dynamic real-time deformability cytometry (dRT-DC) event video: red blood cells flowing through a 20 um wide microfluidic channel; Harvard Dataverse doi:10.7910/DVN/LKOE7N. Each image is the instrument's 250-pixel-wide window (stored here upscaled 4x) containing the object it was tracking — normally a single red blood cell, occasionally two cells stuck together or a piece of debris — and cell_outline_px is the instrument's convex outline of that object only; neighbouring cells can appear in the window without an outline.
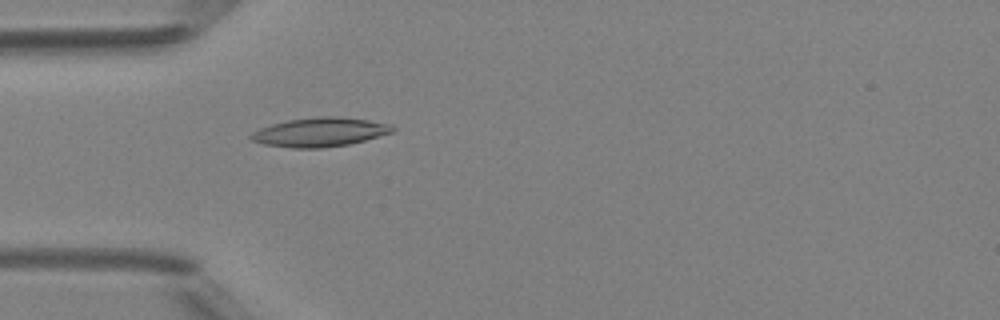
{"species": "Egyptian fruit bat (a non-hibernating species)", "species_latin": "Rousettus aegyptiacus", "temperature_condition": "room temperature", "stored_images_in_passage": 40, "camera_frame_rate_fps": 3000, "um_per_image_px": 0.085, "animal": {"sex": "female"}, "frame": {"image": 1, "passage_image": 6, "time_ms": 1.667, "image_size_px": [1000, 320], "cell_outline_px": [[396, 132], [348, 144], [320, 148], [292, 148], [264, 144], [252, 140], [248, 136], [252, 132], [260, 128], [272, 124], [288, 120], [316, 116], [336, 116], [368, 120], [392, 124], [396, 128]], "centroid_in_image_um": [27.22, 11.22], "position_along_channel_um": 57.8, "area_um2": 24.04}}
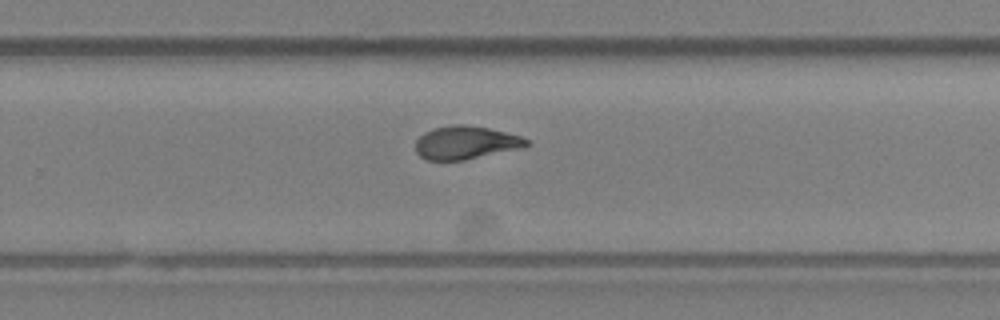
{"frame": {"image": 2, "passage_image": 23, "time_ms": 7.333, "image_size_px": [1000, 320], "cell_outline_px": [[528, 144], [516, 148], [464, 160], [428, 160], [420, 156], [416, 152], [416, 140], [424, 132], [436, 128], [452, 124], [464, 124], [488, 128], [520, 136], [528, 140]], "centroid_in_image_um": [39.51, 12.11], "position_along_channel_um": 290.3, "area_um2": 20.92}}
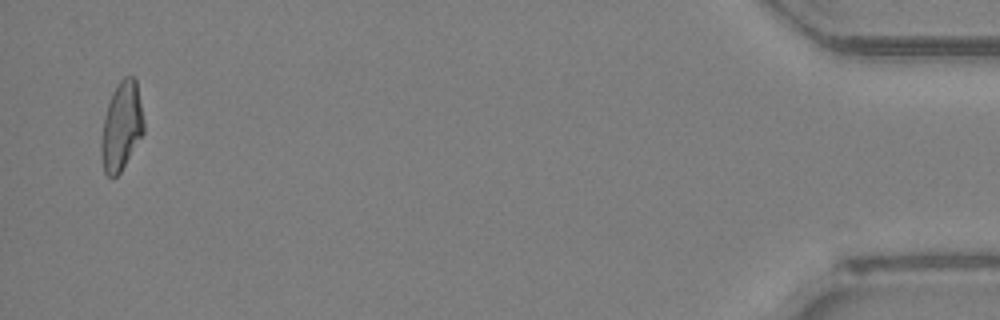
{"frame": {"image": 3, "passage_image": 39, "time_ms": 12.667, "image_size_px": [1000, 320], "cell_outline_px": [[144, 132], [120, 172], [112, 180], [104, 172], [100, 152], [100, 140], [104, 116], [112, 92], [120, 80], [124, 76], [132, 76], [136, 80], [144, 120]], "centroid_in_image_um": [10.31, 10.75], "position_along_channel_um": 424.9, "area_um2": 22.02}, "authors_computed_cell_mechanics": {"area_um2": 21.7906, "velocity_mm_per_s": 4.1772, "shape_relaxation_time_tau1_ms": 4.0432, "shape_relaxation_time_tau2_ms": 2.0551, "deformation_change_tau1": 0.1493, "deformation_change_tau2": 0.0649}}